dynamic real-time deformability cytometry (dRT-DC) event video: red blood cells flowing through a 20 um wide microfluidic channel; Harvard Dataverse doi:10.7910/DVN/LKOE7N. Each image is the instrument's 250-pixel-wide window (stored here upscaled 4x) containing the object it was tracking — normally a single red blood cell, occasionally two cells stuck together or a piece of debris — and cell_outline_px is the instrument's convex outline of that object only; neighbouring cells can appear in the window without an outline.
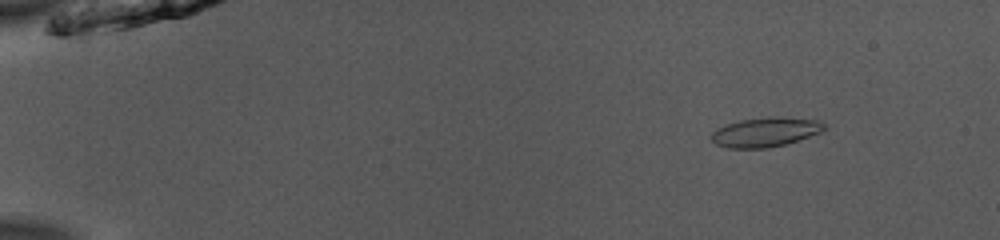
{"species": "common noctule bat (a hibernating species)", "species_latin": "Nyctalus noctula", "temperature_condition": "room temperature", "stored_images_in_passage": 33, "camera_frame_rate_fps": 3000, "um_per_image_px": 0.085, "animal": {"sex": "male", "body_mass_g": 13.0, "forearm_length_mm": 53.1}, "frame": {"image": 1, "passage_image": 7, "time_ms": 2.0, "image_size_px": [1000, 240], "cell_outline_px": [[828, 128], [820, 132], [784, 144], [768, 148], [728, 148], [716, 144], [712, 140], [712, 132], [716, 128], [724, 124], [740, 120], [768, 116], [772, 116], [820, 120]], "centroid_in_image_um": [65.04, 11.21], "position_along_channel_um": 20.0, "area_um2": 19.36}}
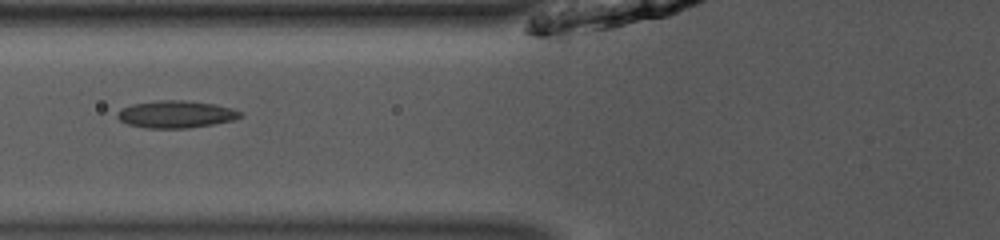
{"frame": {"image": 2, "passage_image": 22, "time_ms": 7.0, "image_size_px": [1000, 240], "cell_outline_px": [[244, 116], [232, 120], [212, 124], [188, 128], [144, 128], [128, 124], [120, 120], [116, 116], [116, 112], [120, 108], [132, 104], [160, 100], [184, 100], [216, 104], [232, 108], [244, 112]], "centroid_in_image_um": [14.96, 9.71], "position_along_channel_um": 110.8, "area_um2": 19.71}}
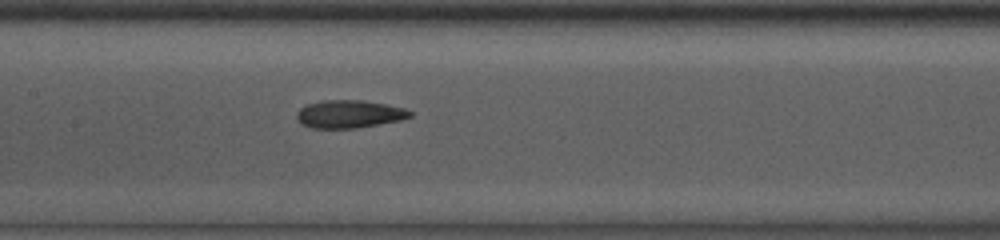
{"frame": {"image": 3, "passage_image": 27, "time_ms": 8.667, "image_size_px": [1000, 240], "cell_outline_px": [[412, 116], [400, 120], [356, 128], [312, 128], [300, 124], [296, 116], [296, 112], [300, 108], [308, 104], [324, 100], [364, 100], [388, 104], [404, 108], [412, 112]], "centroid_in_image_um": [29.67, 9.69], "position_along_channel_um": 177.7, "area_um2": 18.44}}